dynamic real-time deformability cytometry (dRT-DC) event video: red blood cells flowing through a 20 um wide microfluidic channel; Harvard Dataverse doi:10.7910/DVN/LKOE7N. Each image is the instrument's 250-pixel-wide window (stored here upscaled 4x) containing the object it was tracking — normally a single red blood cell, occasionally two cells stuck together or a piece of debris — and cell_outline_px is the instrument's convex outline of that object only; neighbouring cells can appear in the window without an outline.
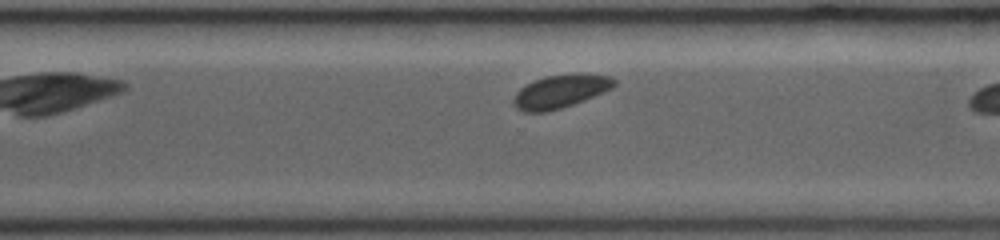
{"species": "common noctule bat (a hibernating species)", "species_latin": "Nyctalus noctula", "temperature_condition": "room temperature", "stored_images_in_passage": 21, "segment_of_instrument_passage": [2, 2], "camera_frame_rate_fps": 3000, "um_per_image_px": 0.085, "animal": {"sex": "female", "body_mass_g": 19.0, "forearm_length_mm": 53.3}, "frame": {"image": 1, "passage_image": 16, "time_ms": 5.0, "image_size_px": [1000, 240], "cell_outline_px": [[616, 84], [612, 88], [604, 92], [584, 100], [560, 108], [544, 112], [524, 112], [516, 108], [512, 104], [512, 100], [516, 92], [520, 88], [536, 80], [548, 76], [612, 76], [616, 80]], "centroid_in_image_um": [47.58, 7.82], "position_along_channel_um": 323.0, "area_um2": 18.67}}